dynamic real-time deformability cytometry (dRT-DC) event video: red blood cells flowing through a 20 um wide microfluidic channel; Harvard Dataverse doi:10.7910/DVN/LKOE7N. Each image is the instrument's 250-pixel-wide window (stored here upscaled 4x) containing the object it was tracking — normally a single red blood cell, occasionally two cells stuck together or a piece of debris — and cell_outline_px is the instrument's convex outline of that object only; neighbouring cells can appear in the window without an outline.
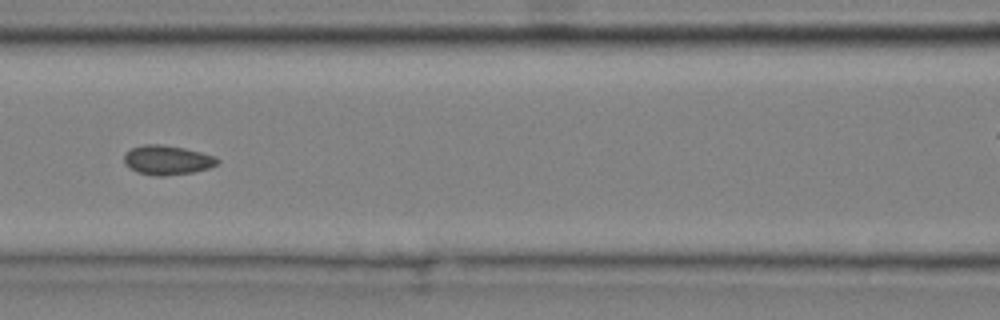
{"species": "common noctule bat (a hibernating species)", "species_latin": "Nyctalus noctula", "temperature_condition": "cold", "stored_images_in_passage": 8, "camera_frame_rate_fps": 3000, "um_per_image_px": 0.085, "animal": {"sex": "male", "body_mass_g": 20.4}, "frame": {"image": 1, "passage_image": 6, "time_ms": 1.667, "image_size_px": [1000, 320], "cell_outline_px": [[220, 164], [208, 168], [192, 172], [164, 176], [156, 176], [136, 172], [124, 164], [124, 152], [132, 148], [144, 144], [160, 144], [184, 148], [216, 156], [220, 160]], "centroid_in_image_um": [14.21, 13.6], "position_along_channel_um": 152.4, "area_um2": 16.13}}
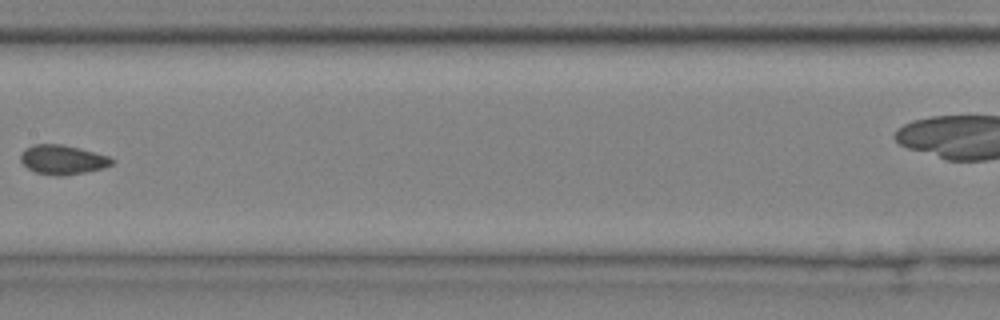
{"frame": {"image": 2, "passage_image": 7, "time_ms": 2.0, "image_size_px": [1000, 320], "cell_outline_px": [[116, 160], [112, 164], [104, 168], [64, 176], [56, 176], [36, 172], [28, 168], [20, 160], [20, 156], [24, 148], [32, 144], [64, 144], [80, 148], [108, 156]], "centroid_in_image_um": [5.32, 13.56], "position_along_channel_um": 202.1, "area_um2": 15.72}}
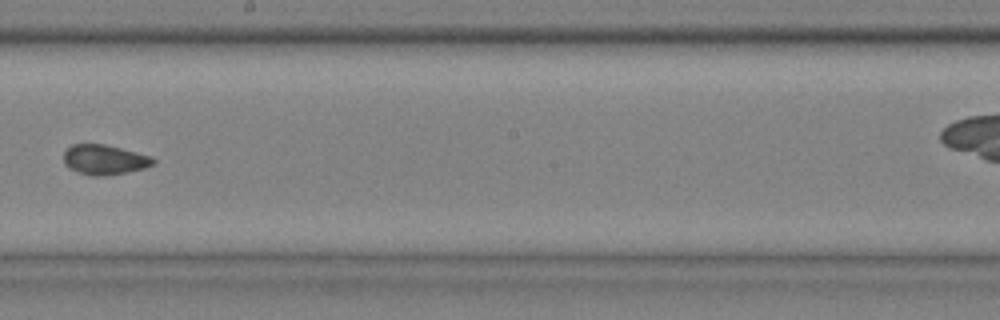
{"frame": {"image": 3, "passage_image": 8, "time_ms": 2.333, "image_size_px": [1000, 320], "cell_outline_px": [[156, 164], [144, 168], [104, 176], [92, 176], [68, 168], [64, 164], [64, 152], [72, 144], [104, 144], [152, 156], [156, 160]], "centroid_in_image_um": [8.89, 13.57], "position_along_channel_um": 239.3, "area_um2": 15.55}}